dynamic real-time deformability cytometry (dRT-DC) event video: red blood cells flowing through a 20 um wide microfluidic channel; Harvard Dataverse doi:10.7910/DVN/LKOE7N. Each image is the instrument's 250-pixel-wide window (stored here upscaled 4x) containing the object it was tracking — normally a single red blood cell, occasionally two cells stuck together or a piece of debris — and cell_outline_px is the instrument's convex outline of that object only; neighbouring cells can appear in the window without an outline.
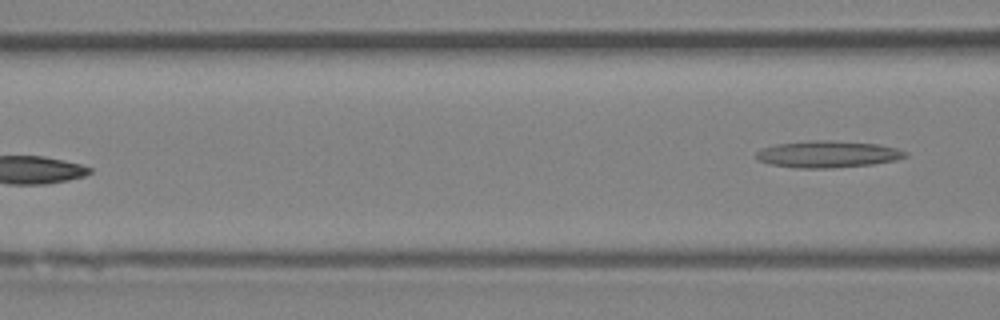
{"species": "Egyptian fruit bat (a non-hibernating species)", "species_latin": "Rousettus aegyptiacus", "temperature_condition": "room temperature", "stored_images_in_passage": 7, "camera_frame_rate_fps": 3000, "um_per_image_px": 0.085, "animal": {"sex": "female"}, "frame": {"image": 1, "passage_image": 7, "time_ms": 7.667, "image_size_px": [1000, 320], "cell_outline_px": [[908, 156], [892, 160], [872, 164], [832, 168], [796, 168], [768, 164], [756, 160], [756, 152], [760, 148], [776, 144], [812, 140], [832, 140], [876, 144], [896, 148], [908, 152]], "centroid_in_image_um": [70.29, 13.1], "position_along_channel_um": 96.3, "area_um2": 23.35}}